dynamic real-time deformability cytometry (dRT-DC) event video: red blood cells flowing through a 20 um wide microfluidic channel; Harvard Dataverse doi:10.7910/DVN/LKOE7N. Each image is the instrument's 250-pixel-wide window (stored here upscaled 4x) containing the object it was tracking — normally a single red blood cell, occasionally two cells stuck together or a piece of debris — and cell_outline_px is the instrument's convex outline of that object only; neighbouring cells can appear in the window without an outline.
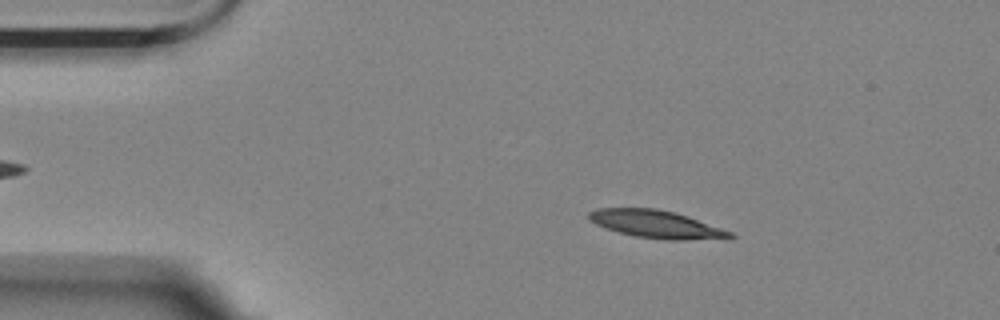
{"species": "Egyptian fruit bat (a non-hibernating species)", "species_latin": "Rousettus aegyptiacus", "temperature_condition": "room temperature", "stored_images_in_passage": 54, "camera_frame_rate_fps": 3000, "um_per_image_px": 0.085, "animal": {"sex": "female"}, "frame": {"image": 1, "passage_image": 8, "time_ms": 2.333, "image_size_px": [1000, 320], "cell_outline_px": [[736, 236], [684, 240], [668, 240], [636, 236], [604, 228], [588, 220], [588, 212], [596, 208], [656, 208], [688, 216], [732, 232]], "centroid_in_image_um": [55.69, 19.04], "position_along_channel_um": 29.3, "area_um2": 22.43}}
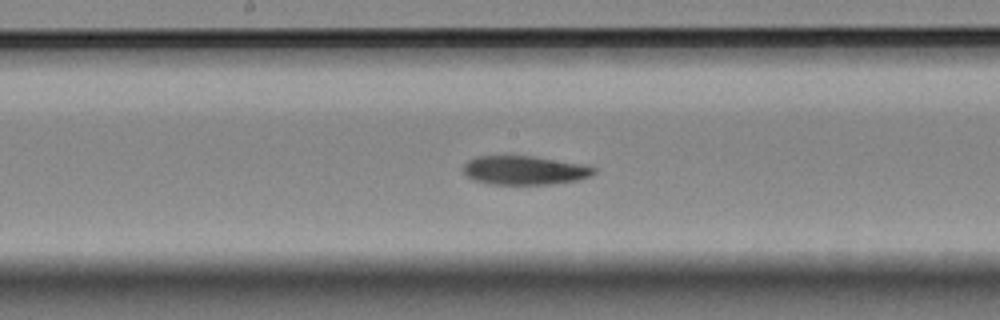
{"frame": {"image": 2, "passage_image": 27, "time_ms": 8.667, "image_size_px": [1000, 320], "cell_outline_px": [[596, 172], [592, 176], [576, 180], [552, 184], [488, 184], [472, 180], [464, 172], [464, 164], [468, 160], [476, 156], [532, 156], [588, 164], [596, 168]], "centroid_in_image_um": [44.63, 14.47], "position_along_channel_um": 203.6, "area_um2": 22.2}}
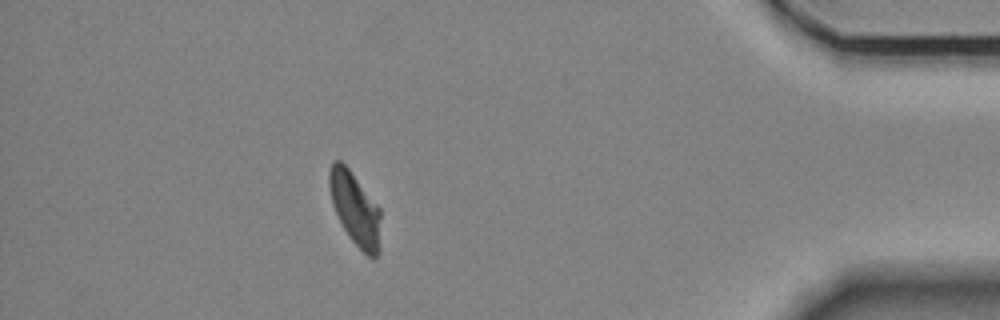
{"frame": {"image": 3, "passage_image": 48, "time_ms": 15.667, "image_size_px": [1000, 320], "cell_outline_px": [[380, 252], [376, 260], [372, 260], [352, 240], [344, 228], [332, 204], [328, 184], [328, 172], [332, 164], [336, 160], [340, 160], [348, 168], [380, 208]], "centroid_in_image_um": [30.2, 17.78], "position_along_channel_um": 405.0, "area_um2": 21.79}, "authors_computed_cell_mechanics": {"area_um2": 22.5131, "velocity_mm_per_s": 3.547, "shape_relaxation_time_tau1_ms": 8.1204, "shape_relaxation_time_tau2_ms": 8.9945, "deformation_change_tau1": 0.2253, "deformation_change_tau2": 0.1623}}